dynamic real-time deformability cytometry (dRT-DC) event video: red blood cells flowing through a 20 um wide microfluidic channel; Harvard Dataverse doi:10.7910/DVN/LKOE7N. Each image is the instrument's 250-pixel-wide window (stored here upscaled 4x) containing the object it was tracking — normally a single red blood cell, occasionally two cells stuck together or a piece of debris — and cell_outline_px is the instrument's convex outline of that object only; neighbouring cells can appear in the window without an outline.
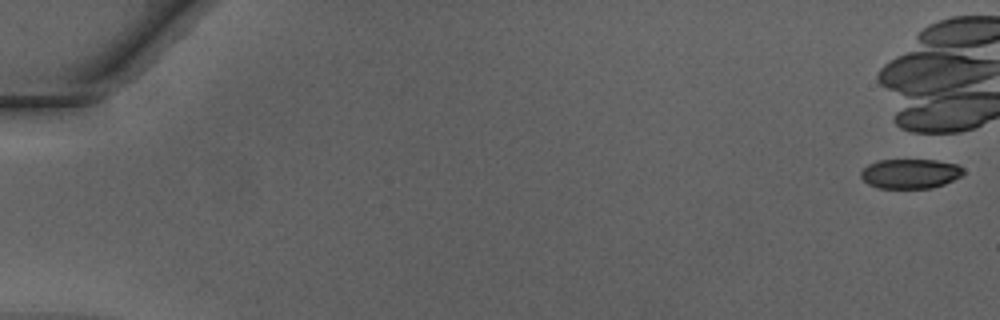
{"species": "Egyptian fruit bat (a non-hibernating species)", "species_latin": "Rousettus aegyptiacus", "temperature_condition": "warm", "stored_images_in_passage": 8, "camera_frame_rate_fps": 3000, "um_per_image_px": 0.085, "animal": {"sex": "male"}, "frame": {"image": 1, "passage_image": 1, "time_ms": 0.0, "image_size_px": [1000, 320], "cell_outline_px": [[964, 172], [960, 176], [944, 184], [932, 188], [876, 188], [868, 184], [860, 176], [860, 172], [868, 164], [876, 160], [936, 160], [956, 164], [964, 168]], "centroid_in_image_um": [77.35, 14.76], "position_along_channel_um": 7.7, "area_um2": 17.74}}